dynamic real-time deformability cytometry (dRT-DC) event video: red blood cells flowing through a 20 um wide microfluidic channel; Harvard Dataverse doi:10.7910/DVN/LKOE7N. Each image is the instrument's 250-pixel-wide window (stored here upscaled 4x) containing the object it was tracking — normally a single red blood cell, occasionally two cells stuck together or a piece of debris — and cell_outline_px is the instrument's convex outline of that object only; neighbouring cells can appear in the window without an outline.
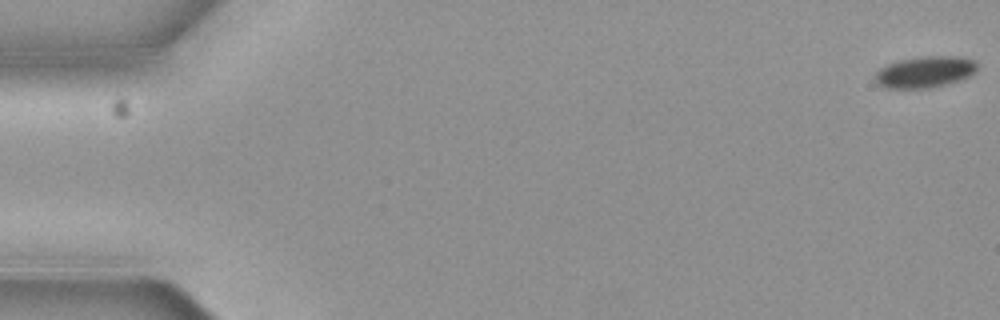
{"species": "common noctule bat (a hibernating species)", "species_latin": "Nyctalus noctula", "temperature_condition": "cold", "stored_images_in_passage": 6, "camera_frame_rate_fps": 3000, "um_per_image_px": 0.085, "animal": {"sex": "female", "body_mass_g": 19.3, "forearm_length_mm": 54.1}, "frame": {"image": 1, "passage_image": 1, "time_ms": 0.0, "image_size_px": [1000, 320], "cell_outline_px": [[976, 72], [960, 80], [928, 88], [884, 88], [876, 84], [876, 72], [880, 68], [896, 60], [924, 56], [952, 56], [972, 60], [976, 64]], "centroid_in_image_um": [78.57, 6.12], "position_along_channel_um": 6.4, "area_um2": 18.5}}
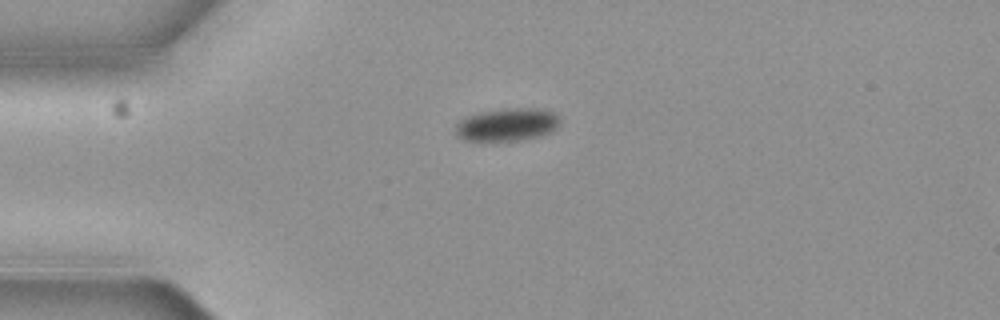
{"frame": {"image": 2, "passage_image": 5, "time_ms": 1.333, "image_size_px": [1000, 320], "cell_outline_px": [[560, 124], [552, 132], [520, 140], [464, 140], [456, 132], [456, 124], [460, 120], [468, 116], [480, 112], [504, 108], [548, 108], [556, 112], [560, 116]], "centroid_in_image_um": [43.2, 10.55], "position_along_channel_um": 41.8, "area_um2": 20.06}}